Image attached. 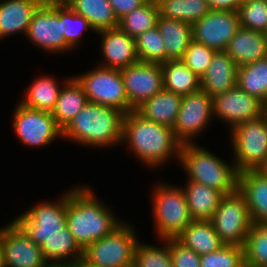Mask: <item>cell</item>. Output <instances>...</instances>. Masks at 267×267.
I'll list each match as a JSON object with an SVG mask.
<instances>
[{"mask_svg": "<svg viewBox=\"0 0 267 267\" xmlns=\"http://www.w3.org/2000/svg\"><path fill=\"white\" fill-rule=\"evenodd\" d=\"M104 205L90 187L78 186L69 191L66 199V226L83 250L123 223Z\"/></svg>", "mask_w": 267, "mask_h": 267, "instance_id": "cell-1", "label": "cell"}, {"mask_svg": "<svg viewBox=\"0 0 267 267\" xmlns=\"http://www.w3.org/2000/svg\"><path fill=\"white\" fill-rule=\"evenodd\" d=\"M125 141L148 167L162 166L172 157L179 160L182 144L175 138L173 128L146 120L135 110L123 118L121 143Z\"/></svg>", "mask_w": 267, "mask_h": 267, "instance_id": "cell-2", "label": "cell"}, {"mask_svg": "<svg viewBox=\"0 0 267 267\" xmlns=\"http://www.w3.org/2000/svg\"><path fill=\"white\" fill-rule=\"evenodd\" d=\"M124 113L89 102L62 130V137L85 147L103 148L122 141Z\"/></svg>", "mask_w": 267, "mask_h": 267, "instance_id": "cell-3", "label": "cell"}, {"mask_svg": "<svg viewBox=\"0 0 267 267\" xmlns=\"http://www.w3.org/2000/svg\"><path fill=\"white\" fill-rule=\"evenodd\" d=\"M196 143L182 144L179 161L194 181L221 192L223 195L235 193L239 185V171L235 164L225 163L209 150Z\"/></svg>", "mask_w": 267, "mask_h": 267, "instance_id": "cell-4", "label": "cell"}, {"mask_svg": "<svg viewBox=\"0 0 267 267\" xmlns=\"http://www.w3.org/2000/svg\"><path fill=\"white\" fill-rule=\"evenodd\" d=\"M153 218L160 240L177 238L193 221L183 187L165 186L153 189Z\"/></svg>", "mask_w": 267, "mask_h": 267, "instance_id": "cell-5", "label": "cell"}, {"mask_svg": "<svg viewBox=\"0 0 267 267\" xmlns=\"http://www.w3.org/2000/svg\"><path fill=\"white\" fill-rule=\"evenodd\" d=\"M231 132L233 163L239 173L259 170L267 159V111L236 125Z\"/></svg>", "mask_w": 267, "mask_h": 267, "instance_id": "cell-6", "label": "cell"}, {"mask_svg": "<svg viewBox=\"0 0 267 267\" xmlns=\"http://www.w3.org/2000/svg\"><path fill=\"white\" fill-rule=\"evenodd\" d=\"M128 223L94 241L83 250V259L96 267H133L138 237Z\"/></svg>", "mask_w": 267, "mask_h": 267, "instance_id": "cell-7", "label": "cell"}, {"mask_svg": "<svg viewBox=\"0 0 267 267\" xmlns=\"http://www.w3.org/2000/svg\"><path fill=\"white\" fill-rule=\"evenodd\" d=\"M74 78L82 86L89 102L116 108L124 114L135 110L127 99L121 70L98 65Z\"/></svg>", "mask_w": 267, "mask_h": 267, "instance_id": "cell-8", "label": "cell"}, {"mask_svg": "<svg viewBox=\"0 0 267 267\" xmlns=\"http://www.w3.org/2000/svg\"><path fill=\"white\" fill-rule=\"evenodd\" d=\"M220 240L226 245L244 247L253 222L245 196L237 190L224 195L210 220Z\"/></svg>", "mask_w": 267, "mask_h": 267, "instance_id": "cell-9", "label": "cell"}, {"mask_svg": "<svg viewBox=\"0 0 267 267\" xmlns=\"http://www.w3.org/2000/svg\"><path fill=\"white\" fill-rule=\"evenodd\" d=\"M63 32L62 0H45L34 12L25 35L46 52L62 53L73 50Z\"/></svg>", "mask_w": 267, "mask_h": 267, "instance_id": "cell-10", "label": "cell"}, {"mask_svg": "<svg viewBox=\"0 0 267 267\" xmlns=\"http://www.w3.org/2000/svg\"><path fill=\"white\" fill-rule=\"evenodd\" d=\"M61 197L57 202L39 203L14 219L35 244L41 246L46 239L66 227V199L69 191Z\"/></svg>", "mask_w": 267, "mask_h": 267, "instance_id": "cell-11", "label": "cell"}, {"mask_svg": "<svg viewBox=\"0 0 267 267\" xmlns=\"http://www.w3.org/2000/svg\"><path fill=\"white\" fill-rule=\"evenodd\" d=\"M18 104L13 114V127L21 143L30 147H40L62 137V129L56 124L51 112Z\"/></svg>", "mask_w": 267, "mask_h": 267, "instance_id": "cell-12", "label": "cell"}, {"mask_svg": "<svg viewBox=\"0 0 267 267\" xmlns=\"http://www.w3.org/2000/svg\"><path fill=\"white\" fill-rule=\"evenodd\" d=\"M214 116L213 98L202 89L182 97L177 121L173 127L175 138L181 144L193 143Z\"/></svg>", "mask_w": 267, "mask_h": 267, "instance_id": "cell-13", "label": "cell"}, {"mask_svg": "<svg viewBox=\"0 0 267 267\" xmlns=\"http://www.w3.org/2000/svg\"><path fill=\"white\" fill-rule=\"evenodd\" d=\"M240 27L238 11L211 9L192 25L193 40L216 51H225Z\"/></svg>", "mask_w": 267, "mask_h": 267, "instance_id": "cell-14", "label": "cell"}, {"mask_svg": "<svg viewBox=\"0 0 267 267\" xmlns=\"http://www.w3.org/2000/svg\"><path fill=\"white\" fill-rule=\"evenodd\" d=\"M214 116L228 123L231 130L247 120L255 119L267 111V106L255 96L235 86L213 97Z\"/></svg>", "mask_w": 267, "mask_h": 267, "instance_id": "cell-15", "label": "cell"}, {"mask_svg": "<svg viewBox=\"0 0 267 267\" xmlns=\"http://www.w3.org/2000/svg\"><path fill=\"white\" fill-rule=\"evenodd\" d=\"M121 76L127 99L134 109L164 89L161 64L138 61L121 69Z\"/></svg>", "mask_w": 267, "mask_h": 267, "instance_id": "cell-16", "label": "cell"}, {"mask_svg": "<svg viewBox=\"0 0 267 267\" xmlns=\"http://www.w3.org/2000/svg\"><path fill=\"white\" fill-rule=\"evenodd\" d=\"M5 267H45L41 246L35 244L13 220L1 228Z\"/></svg>", "mask_w": 267, "mask_h": 267, "instance_id": "cell-17", "label": "cell"}, {"mask_svg": "<svg viewBox=\"0 0 267 267\" xmlns=\"http://www.w3.org/2000/svg\"><path fill=\"white\" fill-rule=\"evenodd\" d=\"M96 33L102 36L100 46L105 60L99 64L100 66L121 70L139 61L136 54L135 39L119 27Z\"/></svg>", "mask_w": 267, "mask_h": 267, "instance_id": "cell-18", "label": "cell"}, {"mask_svg": "<svg viewBox=\"0 0 267 267\" xmlns=\"http://www.w3.org/2000/svg\"><path fill=\"white\" fill-rule=\"evenodd\" d=\"M238 65L225 51H216L204 75L201 89L212 98L237 86Z\"/></svg>", "mask_w": 267, "mask_h": 267, "instance_id": "cell-19", "label": "cell"}, {"mask_svg": "<svg viewBox=\"0 0 267 267\" xmlns=\"http://www.w3.org/2000/svg\"><path fill=\"white\" fill-rule=\"evenodd\" d=\"M238 190L245 196L252 222L267 224V177L259 170L243 171Z\"/></svg>", "mask_w": 267, "mask_h": 267, "instance_id": "cell-20", "label": "cell"}, {"mask_svg": "<svg viewBox=\"0 0 267 267\" xmlns=\"http://www.w3.org/2000/svg\"><path fill=\"white\" fill-rule=\"evenodd\" d=\"M225 52L238 66L267 58V33L240 27Z\"/></svg>", "mask_w": 267, "mask_h": 267, "instance_id": "cell-21", "label": "cell"}, {"mask_svg": "<svg viewBox=\"0 0 267 267\" xmlns=\"http://www.w3.org/2000/svg\"><path fill=\"white\" fill-rule=\"evenodd\" d=\"M45 0H1L0 39L27 32L34 12Z\"/></svg>", "mask_w": 267, "mask_h": 267, "instance_id": "cell-22", "label": "cell"}, {"mask_svg": "<svg viewBox=\"0 0 267 267\" xmlns=\"http://www.w3.org/2000/svg\"><path fill=\"white\" fill-rule=\"evenodd\" d=\"M182 97V95L163 89L144 101L135 111L146 120L173 128L177 121Z\"/></svg>", "mask_w": 267, "mask_h": 267, "instance_id": "cell-23", "label": "cell"}, {"mask_svg": "<svg viewBox=\"0 0 267 267\" xmlns=\"http://www.w3.org/2000/svg\"><path fill=\"white\" fill-rule=\"evenodd\" d=\"M157 28L165 44L166 61L182 59L193 40L192 25L159 15Z\"/></svg>", "mask_w": 267, "mask_h": 267, "instance_id": "cell-24", "label": "cell"}, {"mask_svg": "<svg viewBox=\"0 0 267 267\" xmlns=\"http://www.w3.org/2000/svg\"><path fill=\"white\" fill-rule=\"evenodd\" d=\"M187 182L183 191L185 192L192 219L210 221L224 195L205 184L194 181Z\"/></svg>", "mask_w": 267, "mask_h": 267, "instance_id": "cell-25", "label": "cell"}, {"mask_svg": "<svg viewBox=\"0 0 267 267\" xmlns=\"http://www.w3.org/2000/svg\"><path fill=\"white\" fill-rule=\"evenodd\" d=\"M66 84L60 90L52 116L56 124L63 130L66 125L83 109L88 103V98L78 81L68 78Z\"/></svg>", "mask_w": 267, "mask_h": 267, "instance_id": "cell-26", "label": "cell"}, {"mask_svg": "<svg viewBox=\"0 0 267 267\" xmlns=\"http://www.w3.org/2000/svg\"><path fill=\"white\" fill-rule=\"evenodd\" d=\"M177 239L200 256L217 251L224 245L212 222L204 220H193Z\"/></svg>", "mask_w": 267, "mask_h": 267, "instance_id": "cell-27", "label": "cell"}, {"mask_svg": "<svg viewBox=\"0 0 267 267\" xmlns=\"http://www.w3.org/2000/svg\"><path fill=\"white\" fill-rule=\"evenodd\" d=\"M76 13L84 16L95 33L101 30L117 28L119 21L108 0H63Z\"/></svg>", "mask_w": 267, "mask_h": 267, "instance_id": "cell-28", "label": "cell"}, {"mask_svg": "<svg viewBox=\"0 0 267 267\" xmlns=\"http://www.w3.org/2000/svg\"><path fill=\"white\" fill-rule=\"evenodd\" d=\"M164 89L179 95H188L201 89L200 77L181 60L161 63Z\"/></svg>", "mask_w": 267, "mask_h": 267, "instance_id": "cell-29", "label": "cell"}, {"mask_svg": "<svg viewBox=\"0 0 267 267\" xmlns=\"http://www.w3.org/2000/svg\"><path fill=\"white\" fill-rule=\"evenodd\" d=\"M41 249L43 257L47 262L76 263L79 259L83 258V249L73 238V234L67 226L60 229V233L46 239L41 245Z\"/></svg>", "mask_w": 267, "mask_h": 267, "instance_id": "cell-30", "label": "cell"}, {"mask_svg": "<svg viewBox=\"0 0 267 267\" xmlns=\"http://www.w3.org/2000/svg\"><path fill=\"white\" fill-rule=\"evenodd\" d=\"M59 85L49 75L38 77L27 88L25 98L20 103L25 107L52 113L60 94Z\"/></svg>", "mask_w": 267, "mask_h": 267, "instance_id": "cell-31", "label": "cell"}, {"mask_svg": "<svg viewBox=\"0 0 267 267\" xmlns=\"http://www.w3.org/2000/svg\"><path fill=\"white\" fill-rule=\"evenodd\" d=\"M237 86L267 106V58L239 66Z\"/></svg>", "mask_w": 267, "mask_h": 267, "instance_id": "cell-32", "label": "cell"}, {"mask_svg": "<svg viewBox=\"0 0 267 267\" xmlns=\"http://www.w3.org/2000/svg\"><path fill=\"white\" fill-rule=\"evenodd\" d=\"M161 16L193 25L210 12L206 0H156Z\"/></svg>", "mask_w": 267, "mask_h": 267, "instance_id": "cell-33", "label": "cell"}, {"mask_svg": "<svg viewBox=\"0 0 267 267\" xmlns=\"http://www.w3.org/2000/svg\"><path fill=\"white\" fill-rule=\"evenodd\" d=\"M159 7L156 0H148L119 20L118 27L134 39L157 26Z\"/></svg>", "mask_w": 267, "mask_h": 267, "instance_id": "cell-34", "label": "cell"}, {"mask_svg": "<svg viewBox=\"0 0 267 267\" xmlns=\"http://www.w3.org/2000/svg\"><path fill=\"white\" fill-rule=\"evenodd\" d=\"M245 267H267V224L253 223L244 246Z\"/></svg>", "mask_w": 267, "mask_h": 267, "instance_id": "cell-35", "label": "cell"}, {"mask_svg": "<svg viewBox=\"0 0 267 267\" xmlns=\"http://www.w3.org/2000/svg\"><path fill=\"white\" fill-rule=\"evenodd\" d=\"M136 54L140 62H166V50L157 26L135 38Z\"/></svg>", "mask_w": 267, "mask_h": 267, "instance_id": "cell-36", "label": "cell"}, {"mask_svg": "<svg viewBox=\"0 0 267 267\" xmlns=\"http://www.w3.org/2000/svg\"><path fill=\"white\" fill-rule=\"evenodd\" d=\"M162 247L142 244L138 241L135 247L133 267H173L169 244L166 240Z\"/></svg>", "mask_w": 267, "mask_h": 267, "instance_id": "cell-37", "label": "cell"}, {"mask_svg": "<svg viewBox=\"0 0 267 267\" xmlns=\"http://www.w3.org/2000/svg\"><path fill=\"white\" fill-rule=\"evenodd\" d=\"M237 11L241 27L267 33V0H245Z\"/></svg>", "mask_w": 267, "mask_h": 267, "instance_id": "cell-38", "label": "cell"}, {"mask_svg": "<svg viewBox=\"0 0 267 267\" xmlns=\"http://www.w3.org/2000/svg\"><path fill=\"white\" fill-rule=\"evenodd\" d=\"M201 267H245L244 247L224 244L219 250L200 256Z\"/></svg>", "mask_w": 267, "mask_h": 267, "instance_id": "cell-39", "label": "cell"}, {"mask_svg": "<svg viewBox=\"0 0 267 267\" xmlns=\"http://www.w3.org/2000/svg\"><path fill=\"white\" fill-rule=\"evenodd\" d=\"M62 28L65 42L73 49L81 42L83 29L93 30L89 21L76 13L66 2L62 0Z\"/></svg>", "mask_w": 267, "mask_h": 267, "instance_id": "cell-40", "label": "cell"}, {"mask_svg": "<svg viewBox=\"0 0 267 267\" xmlns=\"http://www.w3.org/2000/svg\"><path fill=\"white\" fill-rule=\"evenodd\" d=\"M215 52L216 50L192 40L181 60L201 78L208 69Z\"/></svg>", "mask_w": 267, "mask_h": 267, "instance_id": "cell-41", "label": "cell"}, {"mask_svg": "<svg viewBox=\"0 0 267 267\" xmlns=\"http://www.w3.org/2000/svg\"><path fill=\"white\" fill-rule=\"evenodd\" d=\"M173 267H201L200 255L177 238L167 239Z\"/></svg>", "mask_w": 267, "mask_h": 267, "instance_id": "cell-42", "label": "cell"}, {"mask_svg": "<svg viewBox=\"0 0 267 267\" xmlns=\"http://www.w3.org/2000/svg\"><path fill=\"white\" fill-rule=\"evenodd\" d=\"M113 8L118 21L136 8L145 4L148 0H108Z\"/></svg>", "mask_w": 267, "mask_h": 267, "instance_id": "cell-43", "label": "cell"}, {"mask_svg": "<svg viewBox=\"0 0 267 267\" xmlns=\"http://www.w3.org/2000/svg\"><path fill=\"white\" fill-rule=\"evenodd\" d=\"M210 9L213 10H235L242 5L245 0H206Z\"/></svg>", "mask_w": 267, "mask_h": 267, "instance_id": "cell-44", "label": "cell"}, {"mask_svg": "<svg viewBox=\"0 0 267 267\" xmlns=\"http://www.w3.org/2000/svg\"><path fill=\"white\" fill-rule=\"evenodd\" d=\"M45 267H77L76 263L72 262H47Z\"/></svg>", "mask_w": 267, "mask_h": 267, "instance_id": "cell-45", "label": "cell"}, {"mask_svg": "<svg viewBox=\"0 0 267 267\" xmlns=\"http://www.w3.org/2000/svg\"><path fill=\"white\" fill-rule=\"evenodd\" d=\"M0 267H5L4 249L1 243V229H0Z\"/></svg>", "mask_w": 267, "mask_h": 267, "instance_id": "cell-46", "label": "cell"}, {"mask_svg": "<svg viewBox=\"0 0 267 267\" xmlns=\"http://www.w3.org/2000/svg\"><path fill=\"white\" fill-rule=\"evenodd\" d=\"M76 266L77 267H96V266H93L90 263L86 262L83 258L79 259L76 262Z\"/></svg>", "mask_w": 267, "mask_h": 267, "instance_id": "cell-47", "label": "cell"}, {"mask_svg": "<svg viewBox=\"0 0 267 267\" xmlns=\"http://www.w3.org/2000/svg\"><path fill=\"white\" fill-rule=\"evenodd\" d=\"M260 172H262L267 177V159L264 165L259 169Z\"/></svg>", "mask_w": 267, "mask_h": 267, "instance_id": "cell-48", "label": "cell"}]
</instances>
